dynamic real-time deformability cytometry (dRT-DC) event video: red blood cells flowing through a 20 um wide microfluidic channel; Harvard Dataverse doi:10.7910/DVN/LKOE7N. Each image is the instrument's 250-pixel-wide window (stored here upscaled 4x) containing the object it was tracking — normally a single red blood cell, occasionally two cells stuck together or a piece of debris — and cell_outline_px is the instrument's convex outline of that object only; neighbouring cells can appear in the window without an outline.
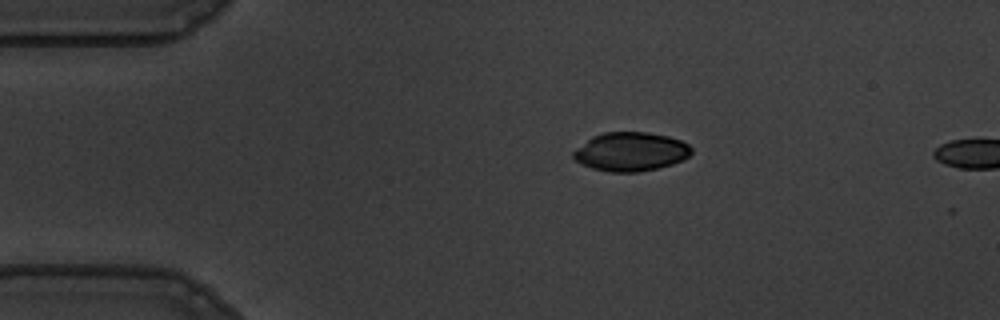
{"species": "common noctule bat (a hibernating species)", "species_latin": "Nyctalus noctula", "temperature_condition": "warm", "stored_images_in_passage": 4, "camera_frame_rate_fps": 3000, "um_per_image_px": 0.085, "animal": {"sex": "male", "body_mass_g": 19.5, "forearm_length_mm": 54.6}, "frame": {"image": 1, "passage_image": 1, "time_ms": 0.0, "image_size_px": [1000, 320], "cell_outline_px": [[692, 152], [684, 160], [672, 164], [640, 172], [608, 172], [592, 168], [580, 164], [572, 156], [572, 152], [576, 148], [592, 136], [604, 132], [648, 132], [668, 136], [680, 140], [688, 144], [692, 148]], "centroid_in_image_um": [53.6, 12.89], "position_along_channel_um": 31.4, "area_um2": 26.88}}